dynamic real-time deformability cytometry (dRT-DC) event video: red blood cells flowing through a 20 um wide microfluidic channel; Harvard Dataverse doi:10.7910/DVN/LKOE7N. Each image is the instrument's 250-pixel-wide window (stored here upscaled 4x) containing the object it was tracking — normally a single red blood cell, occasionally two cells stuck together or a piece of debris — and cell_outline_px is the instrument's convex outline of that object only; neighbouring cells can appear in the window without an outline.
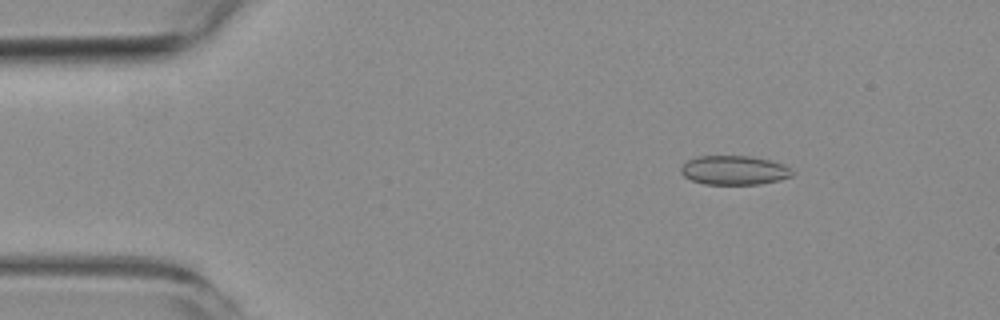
{"species": "common noctule bat (a hibernating species)", "species_latin": "Nyctalus noctula", "temperature_condition": "room temperature", "stored_images_in_passage": 5, "camera_frame_rate_fps": 3000, "um_per_image_px": 0.085, "animal": {"sex": "female", "body_mass_g": 19.3, "forearm_length_mm": 54.1}, "frame": {"image": 1, "passage_image": 2, "time_ms": 2.0, "image_size_px": [1000, 320], "cell_outline_px": [[796, 172], [792, 176], [780, 180], [760, 184], [704, 184], [692, 180], [684, 176], [680, 172], [680, 168], [688, 160], [696, 156], [748, 156], [768, 160], [784, 164]], "centroid_in_image_um": [62.42, 14.47], "position_along_channel_um": 22.6, "area_um2": 18.96}}
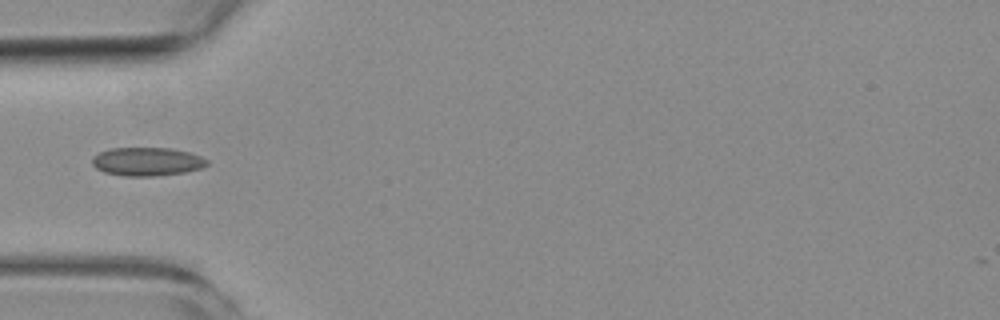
{"frame": {"image": 2, "passage_image": 5, "time_ms": 5.333, "image_size_px": [1000, 320], "cell_outline_px": [[208, 164], [200, 168], [184, 172], [156, 176], [124, 176], [104, 172], [96, 168], [92, 164], [92, 156], [100, 152], [112, 148], [172, 148], [188, 152], [200, 156], [208, 160]], "centroid_in_image_um": [12.48, 13.73], "position_along_channel_um": 72.5, "area_um2": 19.02}}